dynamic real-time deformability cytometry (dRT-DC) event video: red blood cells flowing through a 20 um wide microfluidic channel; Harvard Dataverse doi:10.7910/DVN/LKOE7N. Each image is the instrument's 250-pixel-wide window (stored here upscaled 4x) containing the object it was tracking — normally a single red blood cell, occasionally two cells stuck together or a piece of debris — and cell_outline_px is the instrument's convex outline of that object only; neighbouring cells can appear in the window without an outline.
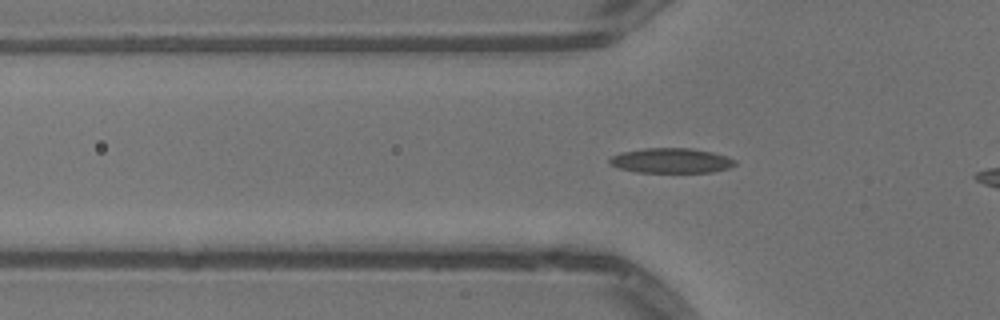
{"species": "common noctule bat (a hibernating species)", "species_latin": "Nyctalus noctula", "temperature_condition": "warm", "stored_images_in_passage": 33, "camera_frame_rate_fps": 3000, "um_per_image_px": 0.085, "animal": {"sex": "male", "body_mass_g": 13.3}, "frame": {"image": 1, "passage_image": 9, "time_ms": 2.667, "image_size_px": [1000, 320], "cell_outline_px": [[736, 164], [728, 168], [712, 172], [636, 172], [620, 168], [608, 164], [608, 160], [612, 156], [620, 152], [644, 148], [692, 148], [712, 152], [736, 160]], "centroid_in_image_um": [57.01, 13.65], "position_along_channel_um": 68.8, "area_um2": 18.21}}
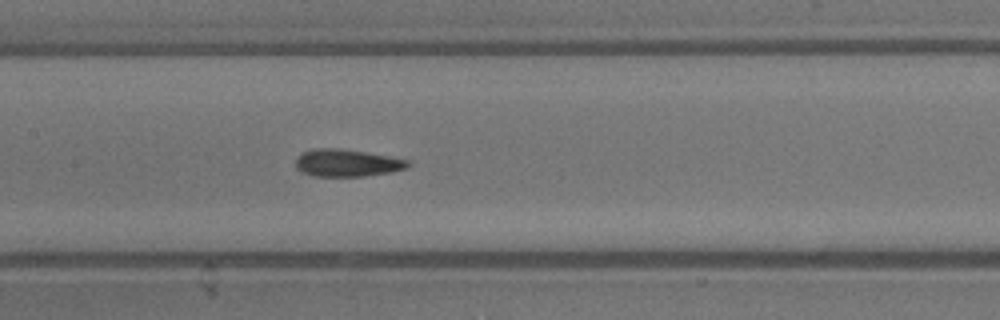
{"frame": {"image": 2, "passage_image": 17, "time_ms": 5.333, "image_size_px": [1000, 320], "cell_outline_px": [[408, 168], [388, 172], [364, 176], [312, 176], [300, 172], [296, 168], [296, 156], [300, 152], [312, 148], [340, 148], [388, 156], [408, 160]], "centroid_in_image_um": [29.4, 13.84], "position_along_channel_um": 178.0, "area_um2": 17.92}}
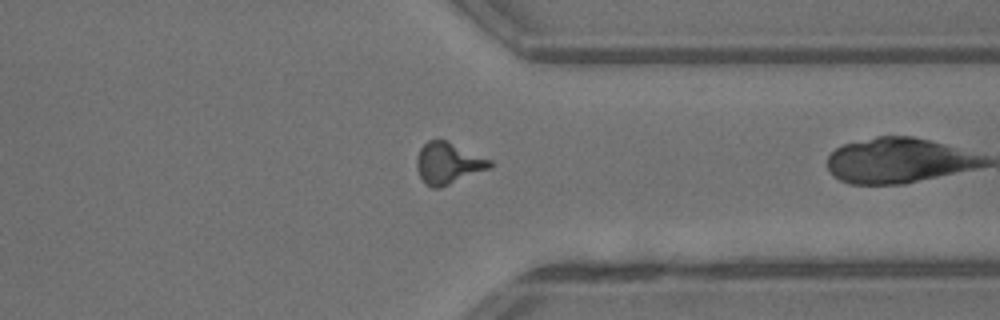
{"frame": {"image": 3, "passage_image": 32, "time_ms": 10.333, "image_size_px": [1000, 320], "cell_outline_px": [[496, 164], [492, 168], [440, 188], [432, 188], [420, 176], [416, 168], [416, 156], [420, 148], [428, 140], [448, 140], [492, 160]], "centroid_in_image_um": [38.14, 13.86], "position_along_channel_um": 373.3, "area_um2": 17.98}}